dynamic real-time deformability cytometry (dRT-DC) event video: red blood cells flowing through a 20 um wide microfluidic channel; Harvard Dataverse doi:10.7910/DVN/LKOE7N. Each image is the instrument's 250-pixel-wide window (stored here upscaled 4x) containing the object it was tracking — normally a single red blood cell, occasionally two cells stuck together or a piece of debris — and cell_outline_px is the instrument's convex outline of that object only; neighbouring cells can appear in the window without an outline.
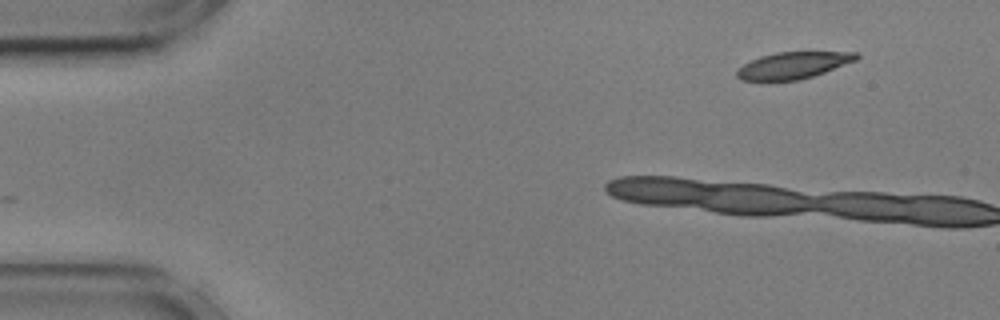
{"species": "common noctule bat (a hibernating species)", "species_latin": "Nyctalus noctula", "temperature_condition": "cold", "stored_images_in_passage": 5, "camera_frame_rate_fps": 3000, "um_per_image_px": 0.085, "animal": {"sex": "male", "body_mass_g": 17.9, "forearm_length_mm": 54.2}, "frame": {"image": 1, "passage_image": 1, "time_ms": 0.0, "image_size_px": [1000, 320], "cell_outline_px": [[860, 56], [856, 60], [824, 72], [800, 80], [768, 84], [740, 80], [736, 76], [736, 72], [744, 64], [760, 56], [776, 52], [860, 52]], "centroid_in_image_um": [67.34, 5.6], "position_along_channel_um": 17.7, "area_um2": 19.25}}